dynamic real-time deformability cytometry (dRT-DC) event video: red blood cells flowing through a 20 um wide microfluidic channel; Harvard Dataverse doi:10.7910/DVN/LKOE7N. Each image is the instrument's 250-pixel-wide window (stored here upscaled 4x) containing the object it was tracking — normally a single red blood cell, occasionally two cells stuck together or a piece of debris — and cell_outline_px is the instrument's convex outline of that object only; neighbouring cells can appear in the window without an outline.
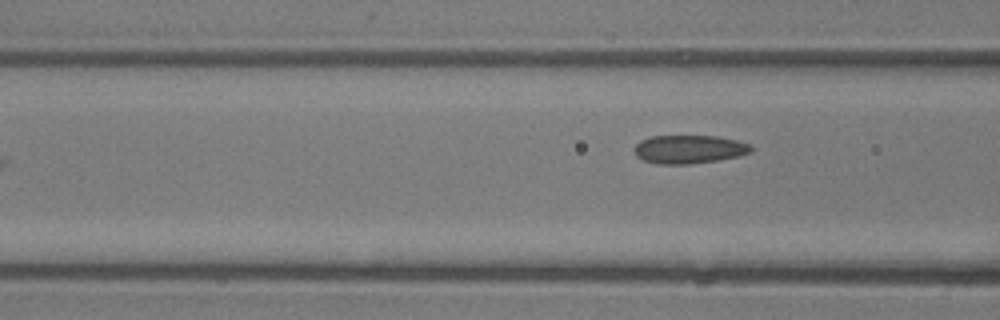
{"species": "common noctule bat (a hibernating species)", "species_latin": "Nyctalus noctula", "temperature_condition": "room temperature", "stored_images_in_passage": 4, "camera_frame_rate_fps": 3000, "um_per_image_px": 0.085, "animal": {"sex": "male", "body_mass_g": 13.3}, "frame": {"image": 1, "passage_image": 4, "time_ms": 4.333, "image_size_px": [1000, 320], "cell_outline_px": [[752, 152], [740, 156], [716, 160], [688, 164], [656, 164], [644, 160], [636, 156], [632, 148], [640, 140], [652, 136], [716, 136], [736, 140], [752, 144]], "centroid_in_image_um": [58.56, 12.68], "position_along_channel_um": 108.0, "area_um2": 19.48}}